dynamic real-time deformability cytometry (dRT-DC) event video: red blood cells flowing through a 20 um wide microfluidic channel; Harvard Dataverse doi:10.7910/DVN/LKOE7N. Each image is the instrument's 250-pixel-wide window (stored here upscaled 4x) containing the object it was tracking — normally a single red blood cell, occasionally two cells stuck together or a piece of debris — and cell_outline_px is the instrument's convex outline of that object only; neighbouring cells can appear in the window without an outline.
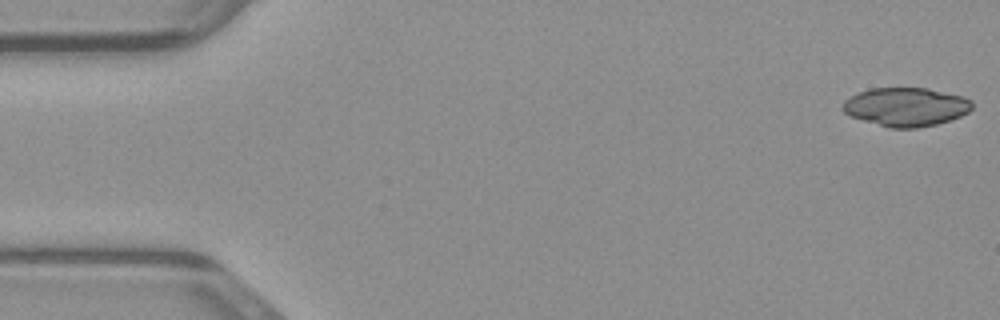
{"species": "common noctule bat (a hibernating species)", "species_latin": "Nyctalus noctula", "temperature_condition": "warm", "stored_images_in_passage": 14, "segment_of_instrument_passage": [1, 2], "camera_frame_rate_fps": 3000, "um_per_image_px": 0.085, "animal": {"sex": "male", "body_mass_g": 23.1, "forearm_length_mm": 52.7}, "frame": {"image": 1, "passage_image": 1, "time_ms": 0.0, "image_size_px": [1000, 320], "cell_outline_px": [[972, 108], [968, 112], [960, 116], [936, 124], [916, 128], [888, 128], [852, 116], [844, 112], [840, 108], [844, 100], [860, 92], [872, 88], [928, 88], [964, 96], [972, 100]], "centroid_in_image_um": [77.02, 9.08], "position_along_channel_um": 8.0, "area_um2": 29.07}}